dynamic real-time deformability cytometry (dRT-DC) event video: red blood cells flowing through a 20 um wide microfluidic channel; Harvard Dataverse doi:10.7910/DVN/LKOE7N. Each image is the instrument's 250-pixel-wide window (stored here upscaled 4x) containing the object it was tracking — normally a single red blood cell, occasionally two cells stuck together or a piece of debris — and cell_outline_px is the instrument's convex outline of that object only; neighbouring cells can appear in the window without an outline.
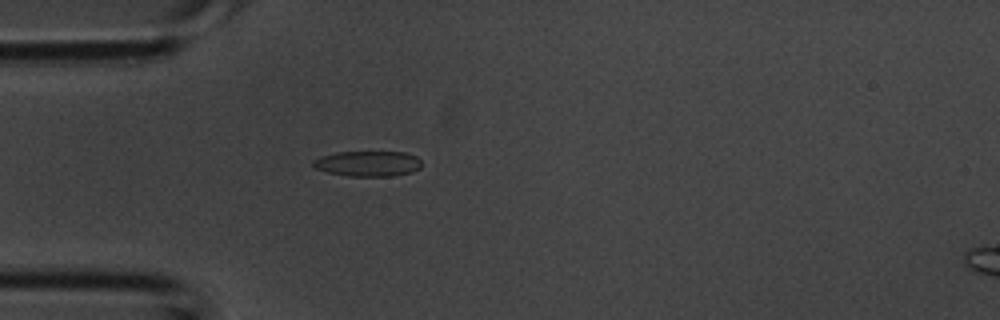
{"species": "common noctule bat (a hibernating species)", "species_latin": "Nyctalus noctula", "temperature_condition": "room temperature", "stored_images_in_passage": 2, "camera_frame_rate_fps": 3000, "um_per_image_px": 0.085, "animal": {"sex": "male", "body_mass_g": 20.1, "forearm_length_mm": 53.5}, "frame": {"image": 1, "passage_image": 2, "time_ms": 0.333, "image_size_px": [1000, 320], "cell_outline_px": [[420, 168], [412, 172], [396, 176], [348, 176], [328, 172], [316, 168], [312, 164], [312, 160], [320, 156], [336, 152], [404, 152], [416, 156], [420, 160]], "centroid_in_image_um": [31.27, 13.91], "position_along_channel_um": 53.7, "area_um2": 16.13}}